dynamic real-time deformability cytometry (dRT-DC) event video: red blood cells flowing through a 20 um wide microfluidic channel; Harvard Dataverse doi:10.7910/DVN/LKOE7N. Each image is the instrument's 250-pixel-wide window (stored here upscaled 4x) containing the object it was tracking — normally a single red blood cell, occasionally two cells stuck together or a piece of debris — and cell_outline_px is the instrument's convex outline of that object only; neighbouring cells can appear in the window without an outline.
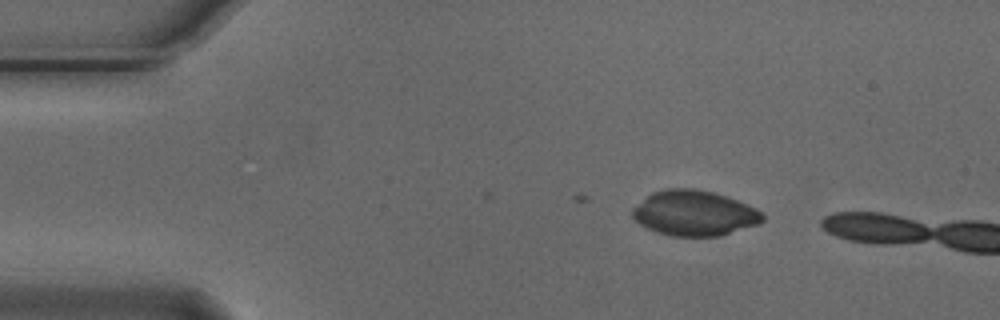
{"species": "Egyptian fruit bat (a non-hibernating species)", "species_latin": "Rousettus aegyptiacus", "temperature_condition": "cold", "stored_images_in_passage": 3, "camera_frame_rate_fps": 3000, "um_per_image_px": 0.085, "animal": {"sex": "male"}, "frame": {"image": 1, "passage_image": 1, "time_ms": 0.0, "image_size_px": [1000, 320], "cell_outline_px": [[764, 220], [756, 224], [720, 236], [672, 236], [656, 232], [640, 224], [632, 216], [632, 208], [652, 192], [664, 188], [696, 188], [716, 192], [728, 196], [748, 204], [756, 208], [764, 216]], "centroid_in_image_um": [59.01, 18.1], "position_along_channel_um": 26.0, "area_um2": 34.45}}